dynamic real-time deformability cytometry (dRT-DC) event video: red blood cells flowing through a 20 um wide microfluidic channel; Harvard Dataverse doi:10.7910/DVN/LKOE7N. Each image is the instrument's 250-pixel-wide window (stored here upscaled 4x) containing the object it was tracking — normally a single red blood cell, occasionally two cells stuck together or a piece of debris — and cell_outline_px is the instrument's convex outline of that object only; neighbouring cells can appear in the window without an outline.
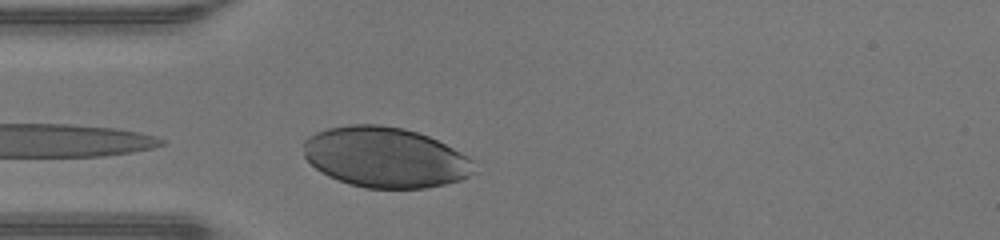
{"species": "human", "species_latin": "Homo sapiens", "temperature_condition": "warm", "stored_images_in_passage": 24, "camera_frame_rate_fps": 3000, "um_per_image_px": 0.085, "donor": {"sex": "male"}, "frame": {"image": 1, "passage_image": 1, "time_ms": 0.0, "image_size_px": [1000, 240], "cell_outline_px": [[476, 172], [460, 180], [444, 184], [424, 188], [364, 188], [348, 184], [328, 176], [316, 168], [304, 156], [300, 144], [308, 136], [316, 132], [328, 128], [348, 124], [380, 124], [404, 128], [428, 136], [460, 152], [472, 160]], "centroid_in_image_um": [32.69, 13.36], "position_along_channel_um": 52.3, "area_um2": 60.23}}
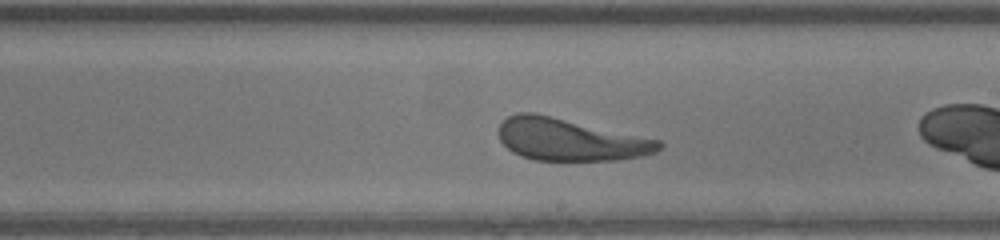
{"frame": {"image": 2, "passage_image": 12, "time_ms": 3.667, "image_size_px": [1000, 240], "cell_outline_px": [[664, 144], [656, 152], [640, 156], [616, 160], [536, 160], [520, 156], [512, 152], [500, 140], [500, 124], [508, 116], [516, 112], [536, 112], [660, 140]], "centroid_in_image_um": [48.45, 11.85], "position_along_channel_um": 240.6, "area_um2": 39.36}}
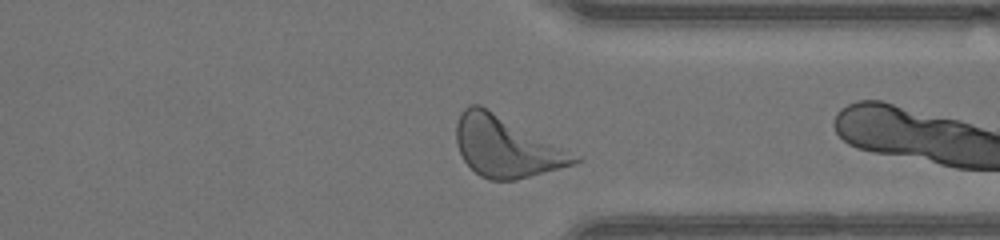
{"frame": {"image": 3, "passage_image": 21, "time_ms": 6.667, "image_size_px": [1000, 240], "cell_outline_px": [[580, 160], [576, 164], [516, 180], [488, 180], [480, 176], [464, 160], [456, 144], [456, 124], [460, 112], [468, 104], [480, 104], [580, 156]], "centroid_in_image_um": [43.01, 12.47], "position_along_channel_um": 368.4, "area_um2": 41.56}, "authors_computed_cell_mechanics": {"area_um2": 39.8531, "velocity_mm_per_s": 4.3232, "shape_relaxation_time_tau1_ms": 2.1893, "shape_relaxation_time_tau2_ms": null, "deformation_change_tau1": 0.1434, "deformation_change_tau2": null}}